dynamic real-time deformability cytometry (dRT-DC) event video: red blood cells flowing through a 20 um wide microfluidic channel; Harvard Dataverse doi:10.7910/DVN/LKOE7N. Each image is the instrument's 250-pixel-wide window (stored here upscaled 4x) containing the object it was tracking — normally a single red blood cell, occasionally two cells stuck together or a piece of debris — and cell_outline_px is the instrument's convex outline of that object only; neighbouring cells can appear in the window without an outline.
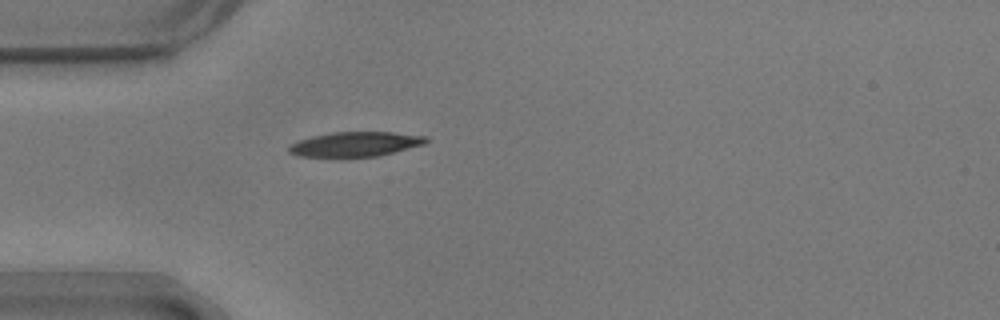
{"species": "common noctule bat (a hibernating species)", "species_latin": "Nyctalus noctula", "temperature_condition": "warm", "stored_images_in_passage": 5, "camera_frame_rate_fps": 3000, "um_per_image_px": 0.085, "animal": {"sex": "male", "body_mass_g": 17.9}, "frame": {"image": 1, "passage_image": 1, "time_ms": 0.0, "image_size_px": [1000, 320], "cell_outline_px": [[428, 140], [424, 144], [376, 156], [296, 156], [288, 152], [288, 148], [292, 144], [300, 140], [312, 136], [332, 132], [392, 132], [428, 136]], "centroid_in_image_um": [30.2, 12.24], "position_along_channel_um": 54.8, "area_um2": 19.36}}